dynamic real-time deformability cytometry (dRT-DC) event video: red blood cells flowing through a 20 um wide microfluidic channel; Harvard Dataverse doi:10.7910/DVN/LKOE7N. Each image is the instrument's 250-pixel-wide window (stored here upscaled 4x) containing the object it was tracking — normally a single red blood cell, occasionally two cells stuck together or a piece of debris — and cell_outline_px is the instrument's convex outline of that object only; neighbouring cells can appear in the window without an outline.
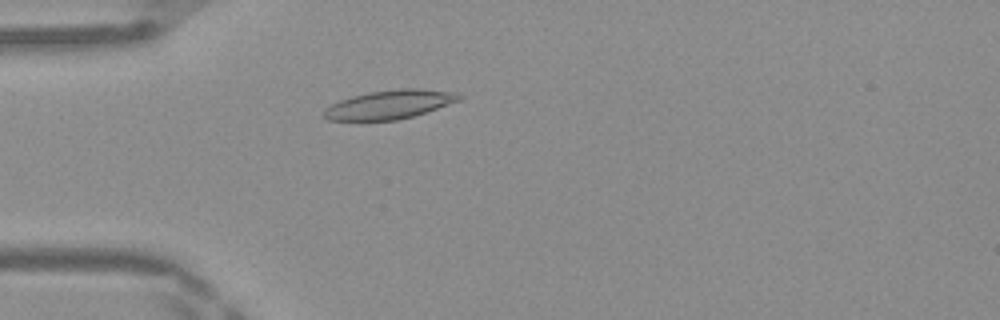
{"species": "Egyptian fruit bat (a non-hibernating species)", "species_latin": "Rousettus aegyptiacus", "temperature_condition": "warm", "stored_images_in_passage": 47, "camera_frame_rate_fps": 3000, "um_per_image_px": 0.085, "frame": {"image": 1, "passage_image": 13, "time_ms": 4.0, "image_size_px": [1000, 320], "cell_outline_px": [[464, 96], [460, 100], [412, 116], [396, 120], [360, 124], [328, 120], [324, 116], [324, 108], [340, 100], [352, 96], [368, 92], [400, 88], [420, 88], [460, 92]], "centroid_in_image_um": [33.04, 8.92], "position_along_channel_um": 52.0, "area_um2": 23.64}}
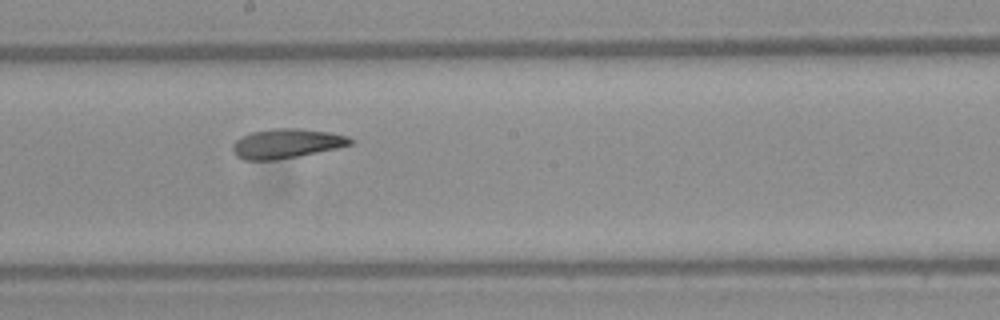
{"frame": {"image": 2, "passage_image": 26, "time_ms": 8.333, "image_size_px": [1000, 320], "cell_outline_px": [[352, 144], [336, 148], [276, 160], [244, 160], [236, 156], [232, 148], [232, 144], [236, 140], [252, 132], [272, 128], [296, 128], [332, 132], [348, 136], [352, 140]], "centroid_in_image_um": [24.34, 12.19], "position_along_channel_um": 223.9, "area_um2": 20.06}}
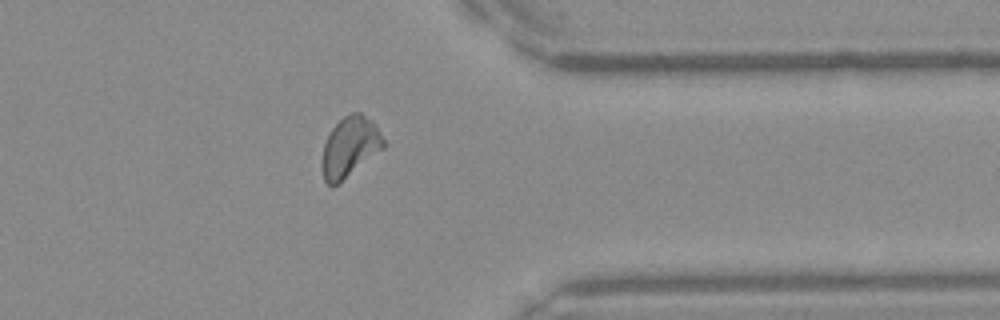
{"frame": {"image": 3, "passage_image": 38, "time_ms": 12.333, "image_size_px": [1000, 320], "cell_outline_px": [[388, 144], [384, 148], [332, 188], [324, 180], [320, 164], [324, 144], [332, 128], [344, 116], [352, 112], [360, 112], [372, 120]], "centroid_in_image_um": [29.74, 12.49], "position_along_channel_um": 381.7, "area_um2": 21.68}, "authors_computed_cell_mechanics": {"area_um2": 21.2126, "velocity_mm_per_s": 4.1854, "shape_relaxation_time_tau1_ms": 9.0392, "shape_relaxation_time_tau2_ms": 2.0973, "deformation_change_tau1": 0.2411, "deformation_change_tau2": 0.0965}}